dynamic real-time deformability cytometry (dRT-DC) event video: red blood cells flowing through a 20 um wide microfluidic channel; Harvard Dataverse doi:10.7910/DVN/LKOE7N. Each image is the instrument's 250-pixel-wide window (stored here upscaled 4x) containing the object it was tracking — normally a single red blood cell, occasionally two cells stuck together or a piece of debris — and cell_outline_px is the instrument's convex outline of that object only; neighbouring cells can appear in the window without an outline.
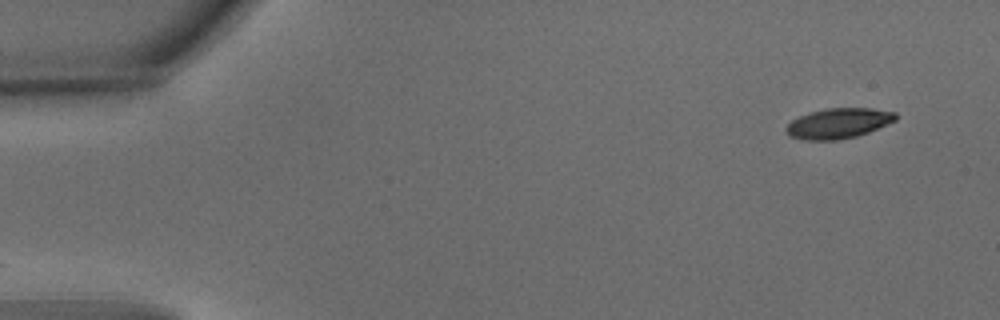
{"species": "common noctule bat (a hibernating species)", "species_latin": "Nyctalus noctula", "temperature_condition": "warm", "stored_images_in_passage": 5, "camera_frame_rate_fps": 3000, "um_per_image_px": 0.085, "animal": {"sex": "male", "body_mass_g": 15.6}, "frame": {"image": 1, "passage_image": 1, "time_ms": 0.0, "image_size_px": [1000, 320], "cell_outline_px": [[896, 120], [868, 132], [856, 136], [836, 140], [804, 140], [788, 136], [784, 132], [784, 128], [792, 120], [800, 116], [812, 112], [828, 108], [872, 108], [896, 112]], "centroid_in_image_um": [71.23, 10.49], "position_along_channel_um": 13.8, "area_um2": 19.25}}
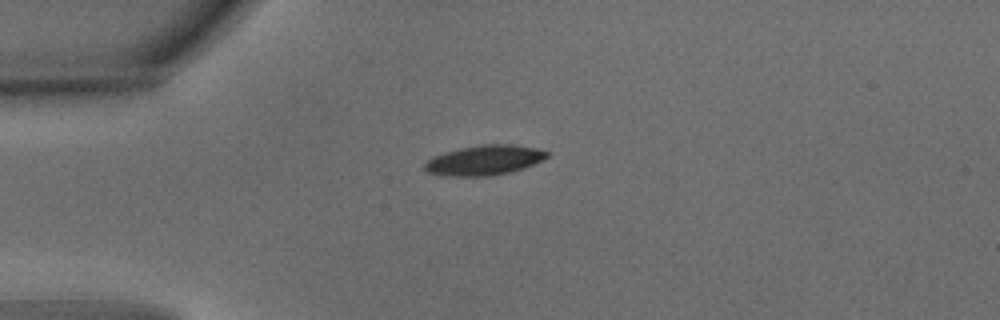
{"frame": {"image": 2, "passage_image": 4, "time_ms": 1.0, "image_size_px": [1000, 320], "cell_outline_px": [[548, 156], [532, 164], [508, 172], [488, 176], [444, 176], [428, 172], [424, 168], [424, 164], [432, 156], [444, 152], [460, 148], [480, 144], [512, 144], [536, 148], [548, 152]], "centroid_in_image_um": [41.1, 13.6], "position_along_channel_um": 43.9, "area_um2": 21.1}}